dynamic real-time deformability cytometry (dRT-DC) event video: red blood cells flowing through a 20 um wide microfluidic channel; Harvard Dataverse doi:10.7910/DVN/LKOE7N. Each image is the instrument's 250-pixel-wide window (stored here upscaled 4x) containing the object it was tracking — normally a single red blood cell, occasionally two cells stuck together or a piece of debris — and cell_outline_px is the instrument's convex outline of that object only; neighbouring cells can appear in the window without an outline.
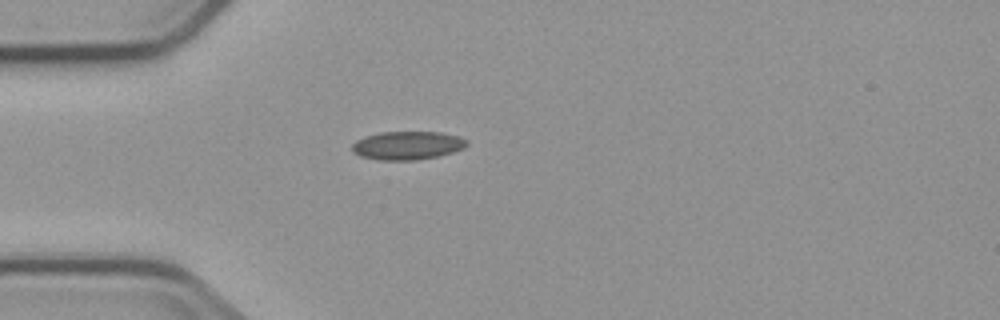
{"species": "common noctule bat (a hibernating species)", "species_latin": "Nyctalus noctula", "temperature_condition": "cold", "stored_images_in_passage": 2, "camera_frame_rate_fps": 3000, "um_per_image_px": 0.085, "animal": {"sex": "male", "body_mass_g": 23.1, "forearm_length_mm": 52.7}, "frame": {"image": 1, "passage_image": 1, "time_ms": 0.0, "image_size_px": [1000, 320], "cell_outline_px": [[468, 144], [464, 148], [452, 152], [436, 156], [416, 160], [380, 160], [360, 156], [352, 152], [352, 144], [356, 140], [364, 136], [380, 132], [440, 132], [460, 136], [468, 140]], "centroid_in_image_um": [34.62, 12.35], "position_along_channel_um": 50.4, "area_um2": 19.07}}